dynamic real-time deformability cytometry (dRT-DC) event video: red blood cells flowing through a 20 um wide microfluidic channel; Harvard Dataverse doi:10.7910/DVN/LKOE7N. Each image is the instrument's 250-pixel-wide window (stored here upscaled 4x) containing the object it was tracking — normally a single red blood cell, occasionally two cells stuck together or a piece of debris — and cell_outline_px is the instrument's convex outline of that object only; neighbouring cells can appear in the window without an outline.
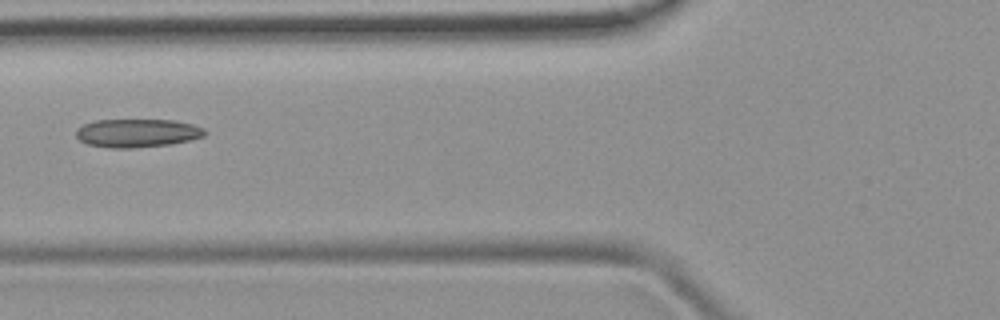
{"species": "common noctule bat (a hibernating species)", "species_latin": "Nyctalus noctula", "temperature_condition": "room temperature", "stored_images_in_passage": 6, "camera_frame_rate_fps": 3000, "um_per_image_px": 0.085, "animal": {"sex": "female", "body_mass_g": 19.9}, "frame": {"image": 1, "passage_image": 5, "time_ms": 4.667, "image_size_px": [1000, 320], "cell_outline_px": [[208, 132], [204, 136], [172, 144], [132, 148], [112, 148], [88, 144], [80, 140], [76, 136], [76, 128], [84, 124], [96, 120], [176, 120], [192, 124], [204, 128]], "centroid_in_image_um": [11.68, 11.3], "position_along_channel_um": 114.1, "area_um2": 21.33}}
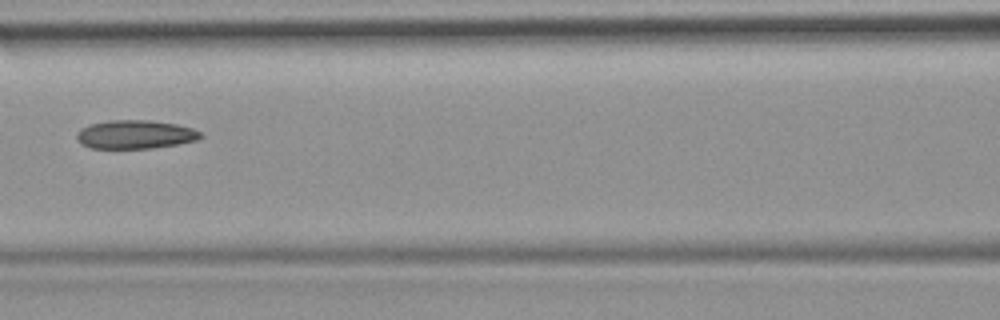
{"frame": {"image": 2, "passage_image": 6, "time_ms": 5.667, "image_size_px": [1000, 320], "cell_outline_px": [[204, 136], [196, 140], [176, 144], [152, 148], [92, 148], [80, 144], [76, 136], [76, 132], [80, 128], [88, 124], [108, 120], [148, 120], [176, 124], [192, 128], [200, 132]], "centroid_in_image_um": [11.45, 11.42], "position_along_channel_um": 155.2, "area_um2": 20.69}}